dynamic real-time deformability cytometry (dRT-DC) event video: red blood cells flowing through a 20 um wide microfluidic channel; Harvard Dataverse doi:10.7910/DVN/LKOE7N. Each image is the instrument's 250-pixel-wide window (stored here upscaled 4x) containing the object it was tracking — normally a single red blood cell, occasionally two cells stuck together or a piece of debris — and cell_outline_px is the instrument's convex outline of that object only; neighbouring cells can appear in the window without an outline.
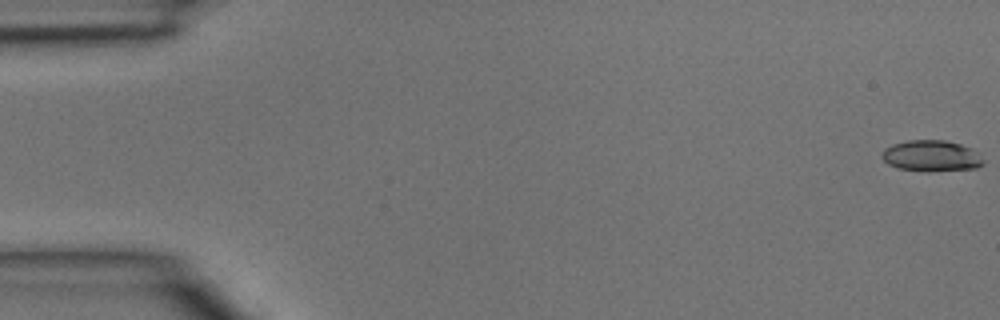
{"species": "common noctule bat (a hibernating species)", "species_latin": "Nyctalus noctula", "temperature_condition": "room temperature", "stored_images_in_passage": 3, "camera_frame_rate_fps": 3000, "um_per_image_px": 0.085, "animal": {"sex": "male", "body_mass_g": 15.6}, "frame": {"image": 1, "passage_image": 1, "time_ms": 0.0, "image_size_px": [1000, 320], "cell_outline_px": [[984, 164], [976, 168], [928, 172], [900, 168], [888, 164], [880, 156], [884, 148], [892, 144], [908, 140], [944, 140], [960, 144], [972, 148], [984, 160]], "centroid_in_image_um": [79.16, 13.25], "position_along_channel_um": 5.8, "area_um2": 18.5}}